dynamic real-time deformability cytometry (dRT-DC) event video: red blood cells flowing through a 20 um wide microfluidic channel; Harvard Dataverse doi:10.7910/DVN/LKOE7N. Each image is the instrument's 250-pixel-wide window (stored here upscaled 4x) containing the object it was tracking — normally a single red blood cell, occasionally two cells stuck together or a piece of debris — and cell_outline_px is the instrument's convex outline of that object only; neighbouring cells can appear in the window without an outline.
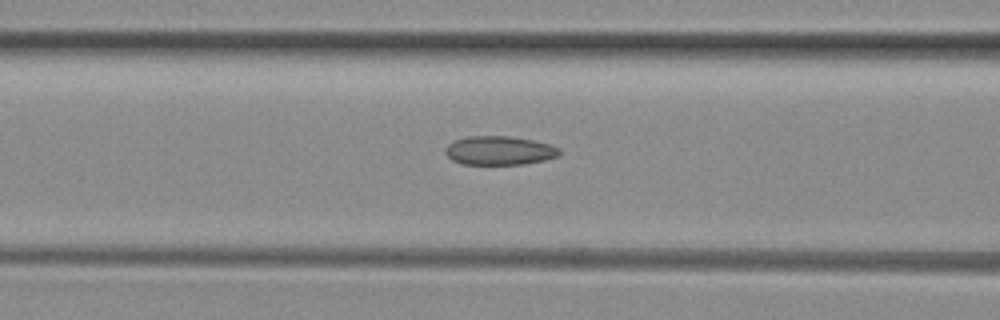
{"species": "common noctule bat (a hibernating species)", "species_latin": "Nyctalus noctula", "temperature_condition": "room temperature", "stored_images_in_passage": 39, "camera_frame_rate_fps": 3000, "um_per_image_px": 0.085, "animal": {"sex": "female", "body_mass_g": 29.2, "forearm_length_mm": 56.3}, "frame": {"image": 1, "passage_image": 19, "time_ms": 6.0, "image_size_px": [1000, 320], "cell_outline_px": [[560, 156], [544, 160], [524, 164], [464, 164], [452, 160], [444, 152], [444, 148], [448, 144], [456, 140], [468, 136], [508, 136], [532, 140], [552, 144], [560, 148]], "centroid_in_image_um": [42.47, 12.79], "position_along_channel_um": 124.1, "area_um2": 19.25}}
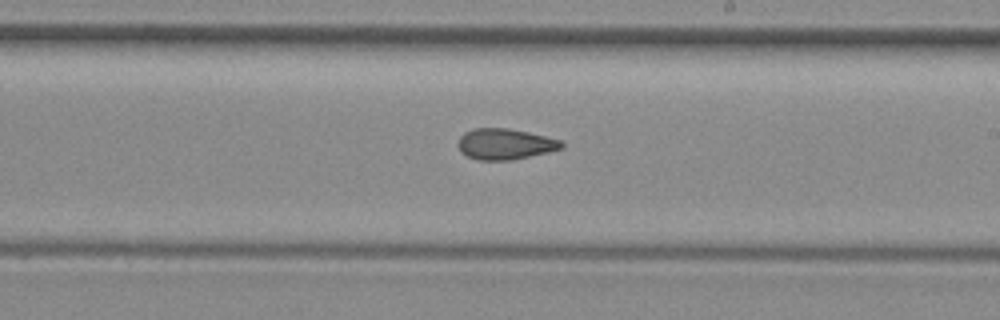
{"frame": {"image": 2, "passage_image": 28, "time_ms": 9.0, "image_size_px": [1000, 320], "cell_outline_px": [[564, 148], [548, 152], [512, 160], [480, 160], [468, 156], [460, 152], [456, 144], [460, 136], [464, 132], [472, 128], [508, 128], [528, 132], [560, 140], [564, 144]], "centroid_in_image_um": [42.89, 12.24], "position_along_channel_um": 246.1, "area_um2": 18.73}}
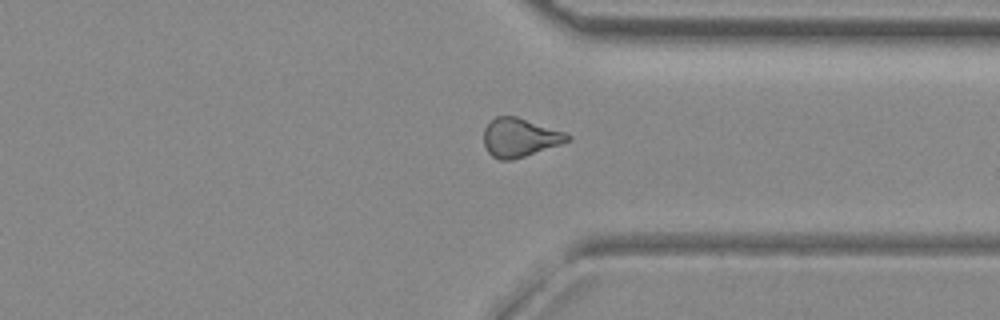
{"frame": {"image": 3, "passage_image": 37, "time_ms": 12.0, "image_size_px": [1000, 320], "cell_outline_px": [[572, 140], [512, 160], [500, 160], [492, 156], [488, 152], [484, 144], [484, 128], [496, 116], [516, 116], [564, 132], [572, 136]], "centroid_in_image_um": [44.17, 11.69], "position_along_channel_um": 367.2, "area_um2": 18.67}}